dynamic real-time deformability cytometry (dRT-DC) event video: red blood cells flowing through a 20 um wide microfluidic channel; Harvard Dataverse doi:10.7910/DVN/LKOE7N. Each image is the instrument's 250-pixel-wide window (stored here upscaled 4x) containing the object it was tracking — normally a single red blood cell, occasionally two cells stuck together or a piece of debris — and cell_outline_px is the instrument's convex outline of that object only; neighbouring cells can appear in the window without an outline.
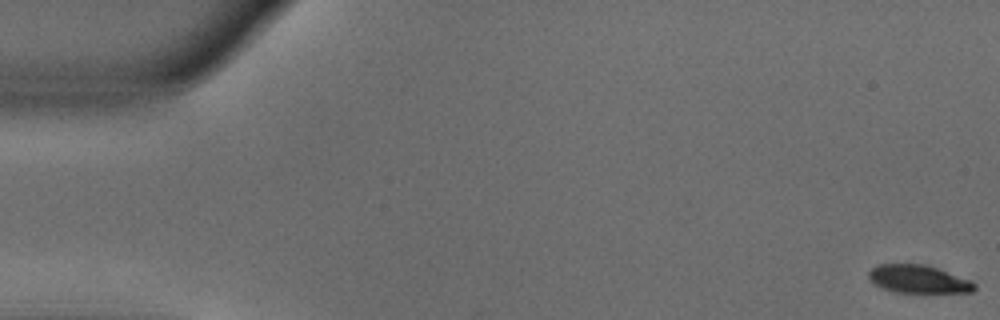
{"species": "common noctule bat (a hibernating species)", "species_latin": "Nyctalus noctula", "temperature_condition": "warm", "stored_images_in_passage": 51, "camera_frame_rate_fps": 3000, "um_per_image_px": 0.085, "animal": {"sex": "male", "body_mass_g": 18.8}, "frame": {"image": 1, "passage_image": 1, "time_ms": 0.0, "image_size_px": [1000, 320], "cell_outline_px": [[976, 288], [972, 292], [896, 292], [872, 284], [868, 276], [868, 272], [876, 264], [924, 264], [972, 280], [976, 284]], "centroid_in_image_um": [78.05, 23.72], "position_along_channel_um": 7.0, "area_um2": 17.22}}
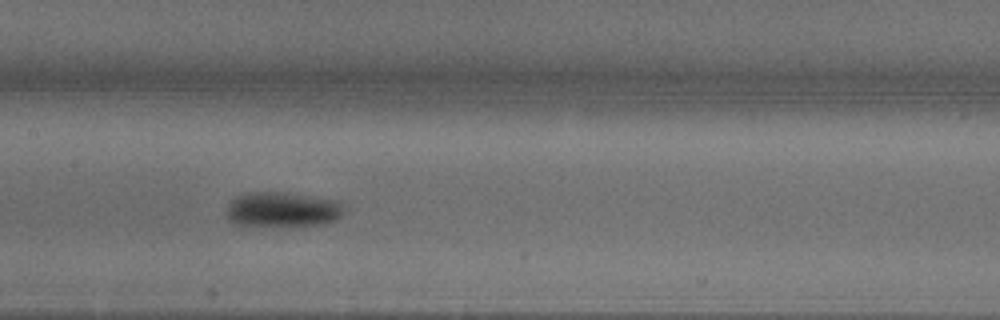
{"frame": {"image": 2, "passage_image": 26, "time_ms": 8.333, "image_size_px": [1000, 320], "cell_outline_px": [[344, 208], [340, 216], [336, 220], [320, 224], [252, 228], [240, 228], [228, 220], [224, 212], [228, 200], [236, 196], [248, 192], [284, 192], [340, 200]], "centroid_in_image_um": [23.87, 17.84], "position_along_channel_um": 183.5, "area_um2": 25.2}}
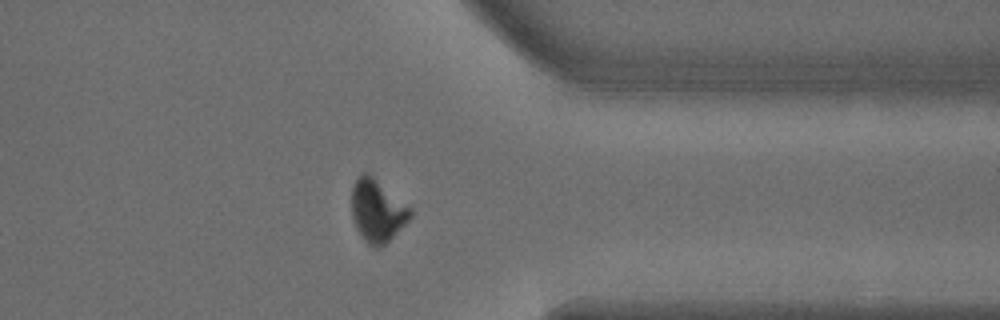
{"frame": {"image": 3, "passage_image": 42, "time_ms": 13.667, "image_size_px": [1000, 320], "cell_outline_px": [[412, 216], [384, 244], [376, 248], [372, 248], [364, 240], [356, 228], [352, 216], [352, 188], [356, 180], [364, 172], [368, 172], [412, 208]], "centroid_in_image_um": [32.06, 17.9], "position_along_channel_um": 379.3, "area_um2": 21.1}}